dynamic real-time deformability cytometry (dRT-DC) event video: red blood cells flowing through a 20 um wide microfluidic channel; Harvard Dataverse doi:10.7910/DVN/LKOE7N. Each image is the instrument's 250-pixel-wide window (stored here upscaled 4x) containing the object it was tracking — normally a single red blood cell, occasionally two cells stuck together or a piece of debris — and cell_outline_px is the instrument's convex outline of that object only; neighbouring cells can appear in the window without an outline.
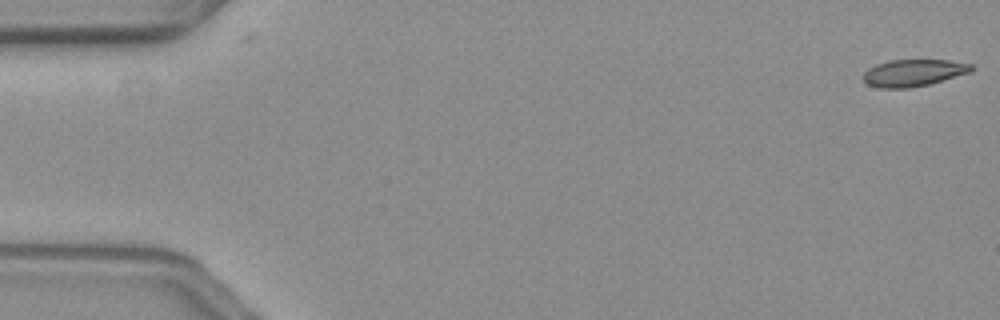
{"species": "common noctule bat (a hibernating species)", "species_latin": "Nyctalus noctula", "temperature_condition": "warm", "stored_images_in_passage": 58, "camera_frame_rate_fps": 3000, "um_per_image_px": 0.085, "animal": {"sex": "female", "body_mass_g": 19.3, "forearm_length_mm": 54.1}, "frame": {"image": 1, "passage_image": 1, "time_ms": 0.0, "image_size_px": [1000, 320], "cell_outline_px": [[976, 68], [972, 72], [928, 84], [908, 88], [880, 88], [868, 84], [864, 80], [864, 72], [868, 68], [876, 64], [888, 60], [948, 60], [972, 64]], "centroid_in_image_um": [77.67, 6.18], "position_along_channel_um": 7.3, "area_um2": 16.99}}
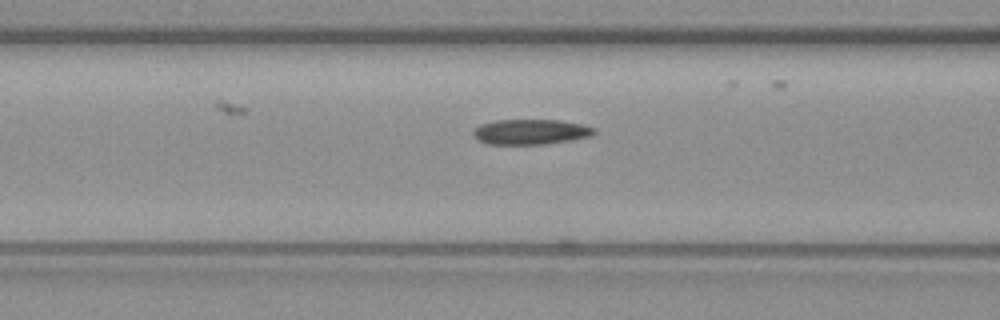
{"frame": {"image": 2, "passage_image": 23, "time_ms": 7.333, "image_size_px": [1000, 320], "cell_outline_px": [[596, 132], [588, 136], [568, 140], [544, 144], [488, 144], [476, 140], [472, 132], [480, 124], [496, 120], [560, 120], [580, 124], [596, 128]], "centroid_in_image_um": [45.05, 11.2], "position_along_channel_um": 121.5, "area_um2": 17.63}}
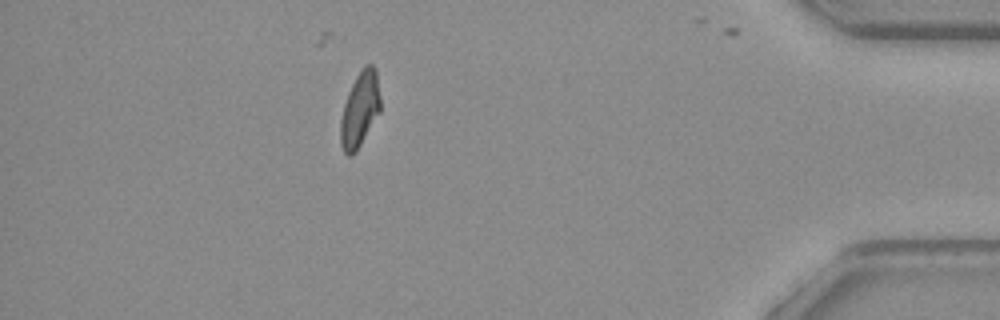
{"frame": {"image": 3, "passage_image": 51, "time_ms": 16.667, "image_size_px": [1000, 320], "cell_outline_px": [[380, 112], [356, 152], [348, 156], [344, 152], [340, 144], [340, 120], [344, 104], [348, 92], [356, 76], [364, 64], [372, 64], [376, 68], [380, 96]], "centroid_in_image_um": [30.59, 9.29], "position_along_channel_um": 404.6, "area_um2": 17.57}, "authors_computed_cell_mechanics": {"area_um2": 17.629, "velocity_mm_per_s": 3.5735, "shape_relaxation_time_tau1_ms": null, "shape_relaxation_time_tau2_ms": 4.932, "deformation_change_tau1": null, "deformation_change_tau2": 0.1292}}